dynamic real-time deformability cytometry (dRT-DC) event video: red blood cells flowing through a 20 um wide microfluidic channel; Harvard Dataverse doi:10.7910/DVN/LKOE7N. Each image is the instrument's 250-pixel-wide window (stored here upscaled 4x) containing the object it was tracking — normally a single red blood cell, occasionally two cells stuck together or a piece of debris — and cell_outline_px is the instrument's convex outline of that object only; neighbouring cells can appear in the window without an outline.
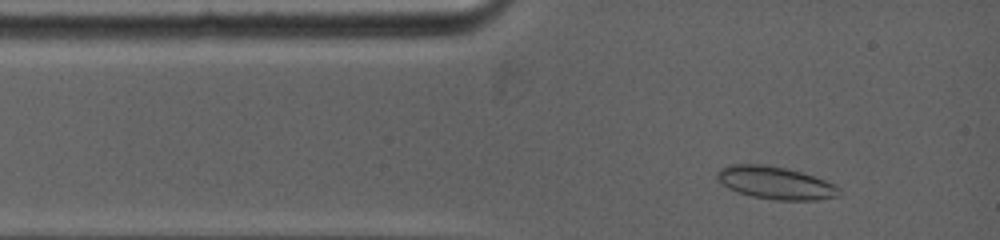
{"species": "common noctule bat (a hibernating species)", "species_latin": "Nyctalus noctula", "temperature_condition": "warm", "stored_images_in_passage": 24, "camera_frame_rate_fps": 5000, "um_per_image_px": 0.085, "animal": {"sex": "female", "body_mass_g": 19.0, "forearm_length_mm": 53.3}, "frame": {"image": 1, "passage_image": 3, "time_ms": 1.0, "image_size_px": [1000, 240], "cell_outline_px": [[840, 196], [816, 200], [776, 200], [752, 196], [736, 192], [728, 188], [716, 176], [716, 172], [720, 168], [728, 164], [764, 164], [784, 168], [800, 172], [836, 184], [840, 188]], "centroid_in_image_um": [65.91, 15.54], "position_along_channel_um": 19.1, "area_um2": 23.18}}
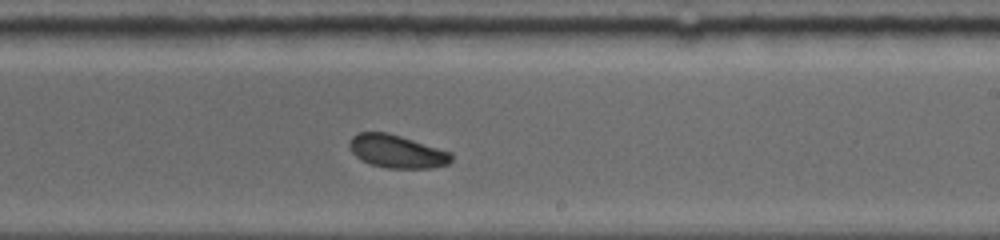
{"frame": {"image": 2, "passage_image": 16, "time_ms": 7.6, "image_size_px": [1000, 240], "cell_outline_px": [[452, 160], [448, 164], [432, 168], [388, 168], [372, 164], [360, 160], [352, 152], [348, 144], [352, 136], [360, 132], [388, 132], [452, 152]], "centroid_in_image_um": [33.74, 12.87], "position_along_channel_um": 255.3, "area_um2": 19.65}}
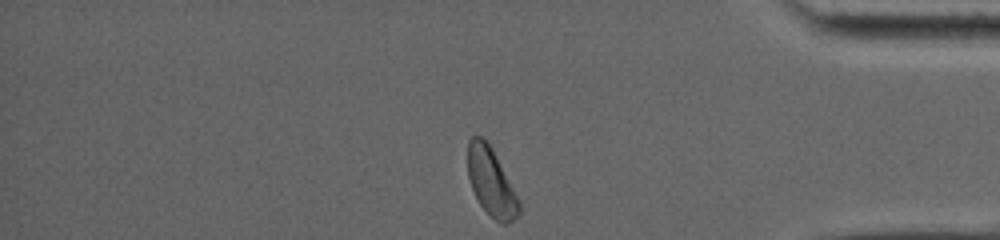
{"frame": {"image": 3, "passage_image": 24, "time_ms": 11.8, "image_size_px": [1000, 240], "cell_outline_px": [[520, 212], [508, 224], [500, 224], [480, 204], [472, 188], [468, 176], [468, 140], [472, 136], [484, 136], [492, 148], [520, 200]], "centroid_in_image_um": [41.76, 15.45], "position_along_channel_um": 393.4, "area_um2": 20.17}, "authors_computed_cell_mechanics": {"area_um2": 20.7213, "velocity_mm_per_s": 3.8867, "shape_relaxation_time_tau1_ms": 4.2767, "shape_relaxation_time_tau2_ms": null, "deformation_change_tau1": 0.0762, "deformation_change_tau2": null}}